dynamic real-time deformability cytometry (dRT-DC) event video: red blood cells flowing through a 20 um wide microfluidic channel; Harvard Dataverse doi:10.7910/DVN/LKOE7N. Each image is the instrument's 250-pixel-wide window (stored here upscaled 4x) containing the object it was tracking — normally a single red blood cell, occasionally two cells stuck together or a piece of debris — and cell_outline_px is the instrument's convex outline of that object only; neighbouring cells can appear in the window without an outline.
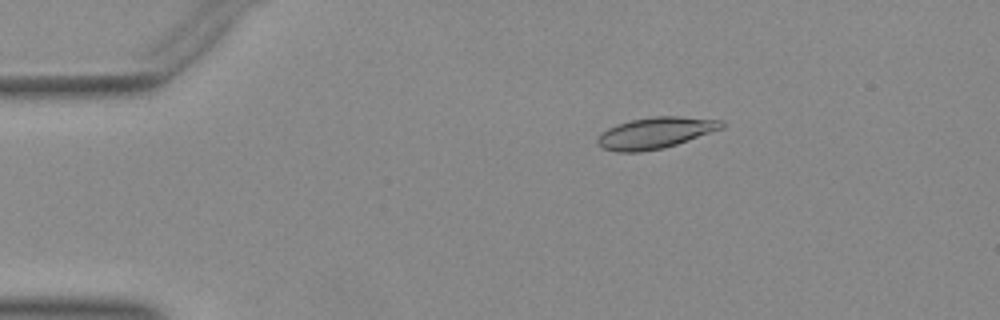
{"species": "Egyptian fruit bat (a non-hibernating species)", "species_latin": "Rousettus aegyptiacus", "temperature_condition": "warm", "stored_images_in_passage": 52, "camera_frame_rate_fps": 3000, "um_per_image_px": 0.085, "animal": {"sex": "female"}, "frame": {"image": 1, "passage_image": 10, "time_ms": 3.0, "image_size_px": [1000, 320], "cell_outline_px": [[724, 128], [664, 148], [640, 152], [616, 152], [600, 148], [596, 144], [596, 140], [608, 128], [616, 124], [632, 120], [652, 116], [680, 116], [724, 120]], "centroid_in_image_um": [55.71, 11.3], "position_along_channel_um": 29.3, "area_um2": 22.72}}
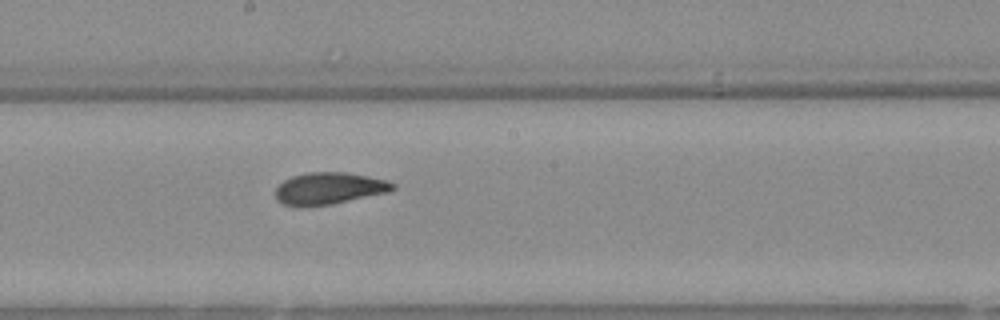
{"frame": {"image": 2, "passage_image": 29, "time_ms": 9.333, "image_size_px": [1000, 320], "cell_outline_px": [[396, 188], [388, 192], [332, 204], [284, 204], [276, 200], [276, 188], [284, 180], [292, 176], [308, 172], [344, 172], [368, 176], [388, 180], [396, 184]], "centroid_in_image_um": [28.03, 15.98], "position_along_channel_um": 220.2, "area_um2": 21.33}}
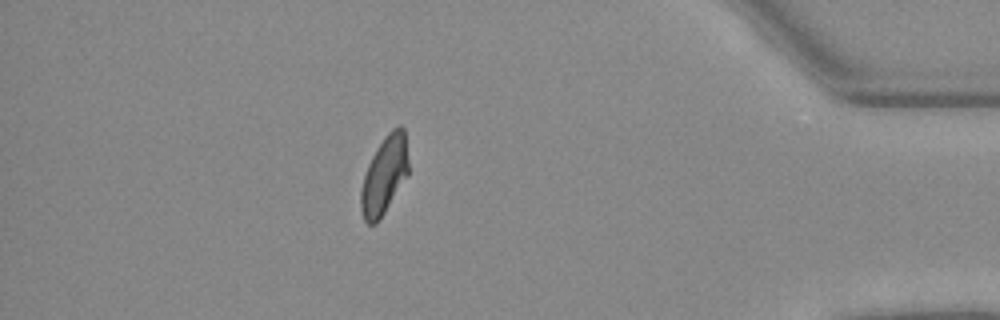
{"frame": {"image": 3, "passage_image": 46, "time_ms": 15.0, "image_size_px": [1000, 320], "cell_outline_px": [[408, 176], [376, 224], [368, 224], [364, 220], [360, 208], [360, 192], [364, 176], [368, 164], [376, 148], [384, 136], [392, 128], [400, 124], [404, 128], [408, 160]], "centroid_in_image_um": [32.67, 14.88], "position_along_channel_um": 402.5, "area_um2": 21.62}}